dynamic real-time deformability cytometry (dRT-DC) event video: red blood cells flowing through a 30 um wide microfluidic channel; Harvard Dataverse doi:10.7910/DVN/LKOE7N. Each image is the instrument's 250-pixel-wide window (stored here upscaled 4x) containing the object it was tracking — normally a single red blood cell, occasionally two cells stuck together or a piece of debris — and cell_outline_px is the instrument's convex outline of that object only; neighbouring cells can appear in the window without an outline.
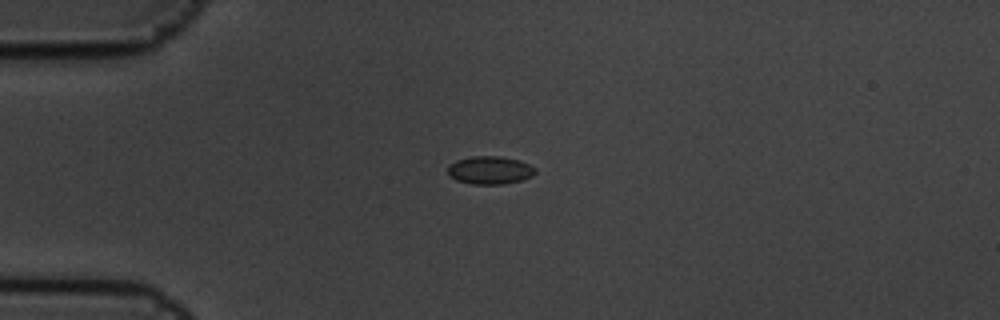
{"species": "common noctule bat (a hibernating species)", "species_latin": "Nyctalus noctula", "temperature_condition": "cold", "stored_images_in_passage": 4, "camera_frame_rate_fps": 3000, "um_per_image_px": 0.085, "animal": {"sex": "male", "body_mass_g": 19.5, "forearm_length_mm": 54.6}, "frame": {"image": 1, "passage_image": 3, "time_ms": 0.667, "image_size_px": [1000, 320], "cell_outline_px": [[536, 172], [532, 176], [520, 180], [504, 184], [472, 184], [456, 180], [448, 176], [448, 164], [456, 160], [472, 156], [500, 156], [520, 160], [536, 168]], "centroid_in_image_um": [41.62, 14.46], "position_along_channel_um": 43.4, "area_um2": 14.39}}